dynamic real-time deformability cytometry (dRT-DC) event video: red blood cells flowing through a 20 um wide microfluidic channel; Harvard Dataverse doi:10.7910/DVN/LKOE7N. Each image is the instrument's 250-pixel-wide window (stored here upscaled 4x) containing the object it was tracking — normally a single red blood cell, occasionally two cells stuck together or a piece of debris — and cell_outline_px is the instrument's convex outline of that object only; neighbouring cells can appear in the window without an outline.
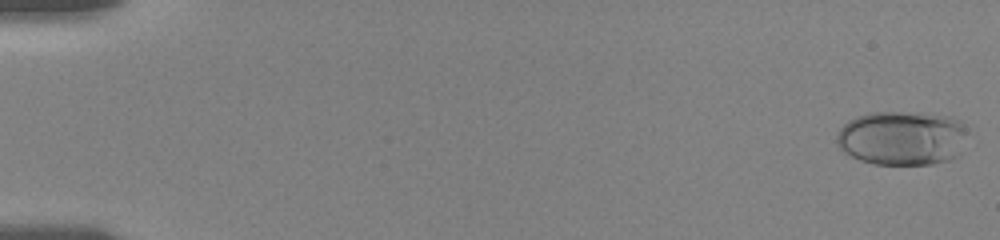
{"species": "human", "species_latin": "Homo sapiens", "temperature_condition": "room temperature", "stored_images_in_passage": 47, "camera_frame_rate_fps": 3000, "um_per_image_px": 0.085, "donor": {"sex": "female"}, "frame": {"image": 1, "passage_image": 1, "time_ms": 0.0, "image_size_px": [1000, 240], "cell_outline_px": [[964, 132], [956, 156], [952, 160], [932, 164], [876, 164], [860, 160], [844, 152], [840, 148], [836, 140], [836, 136], [840, 128], [848, 120], [856, 116], [872, 112], [920, 112], [952, 116], [960, 120], [964, 124]], "centroid_in_image_um": [76.63, 11.71], "position_along_channel_um": 8.4, "area_um2": 41.38}}
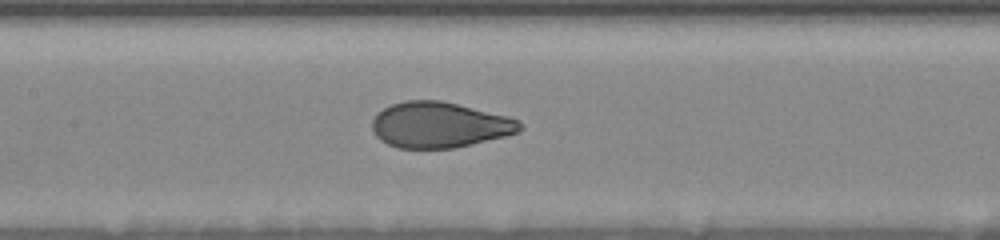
{"frame": {"image": 2, "passage_image": 28, "time_ms": 9.0, "image_size_px": [1000, 240], "cell_outline_px": [[524, 128], [520, 132], [456, 148], [396, 148], [380, 140], [376, 136], [372, 128], [372, 120], [376, 112], [392, 104], [404, 100], [440, 100], [508, 116], [520, 120], [524, 124]], "centroid_in_image_um": [37.36, 10.61], "position_along_channel_um": 170.0, "area_um2": 39.59}}
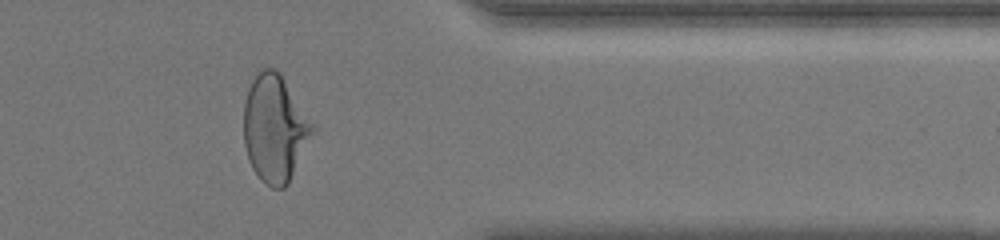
{"frame": {"image": 3, "passage_image": 47, "time_ms": 15.333, "image_size_px": [1000, 240], "cell_outline_px": [[316, 128], [288, 184], [284, 188], [272, 188], [260, 180], [252, 168], [248, 160], [244, 144], [244, 104], [248, 88], [252, 80], [260, 68], [276, 68], [280, 72]], "centroid_in_image_um": [23.34, 10.91], "position_along_channel_um": 388.1, "area_um2": 43.0}, "authors_computed_cell_mechanics": {"area_um2": 39.8242, "velocity_mm_per_s": 3.603, "shape_relaxation_time_tau1_ms": 4.0341, "shape_relaxation_time_tau2_ms": null, "deformation_change_tau1": 0.1737, "deformation_change_tau2": null}}